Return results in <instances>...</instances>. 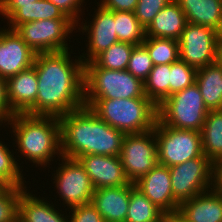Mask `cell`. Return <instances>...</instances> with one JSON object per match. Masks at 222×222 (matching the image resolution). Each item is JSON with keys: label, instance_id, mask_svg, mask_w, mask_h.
Instances as JSON below:
<instances>
[{"label": "cell", "instance_id": "obj_42", "mask_svg": "<svg viewBox=\"0 0 222 222\" xmlns=\"http://www.w3.org/2000/svg\"><path fill=\"white\" fill-rule=\"evenodd\" d=\"M171 222H187L178 213L171 214Z\"/></svg>", "mask_w": 222, "mask_h": 222}, {"label": "cell", "instance_id": "obj_3", "mask_svg": "<svg viewBox=\"0 0 222 222\" xmlns=\"http://www.w3.org/2000/svg\"><path fill=\"white\" fill-rule=\"evenodd\" d=\"M7 124L13 129L20 155L36 166L51 164L55 154L62 157L58 117L14 114Z\"/></svg>", "mask_w": 222, "mask_h": 222}, {"label": "cell", "instance_id": "obj_32", "mask_svg": "<svg viewBox=\"0 0 222 222\" xmlns=\"http://www.w3.org/2000/svg\"><path fill=\"white\" fill-rule=\"evenodd\" d=\"M26 188L5 185L0 189V222L18 220V203L21 193Z\"/></svg>", "mask_w": 222, "mask_h": 222}, {"label": "cell", "instance_id": "obj_20", "mask_svg": "<svg viewBox=\"0 0 222 222\" xmlns=\"http://www.w3.org/2000/svg\"><path fill=\"white\" fill-rule=\"evenodd\" d=\"M187 20L179 4L173 0L165 6L146 28V37L179 40Z\"/></svg>", "mask_w": 222, "mask_h": 222}, {"label": "cell", "instance_id": "obj_30", "mask_svg": "<svg viewBox=\"0 0 222 222\" xmlns=\"http://www.w3.org/2000/svg\"><path fill=\"white\" fill-rule=\"evenodd\" d=\"M134 47L135 45L127 42H117L100 53L92 62L98 68L126 70Z\"/></svg>", "mask_w": 222, "mask_h": 222}, {"label": "cell", "instance_id": "obj_22", "mask_svg": "<svg viewBox=\"0 0 222 222\" xmlns=\"http://www.w3.org/2000/svg\"><path fill=\"white\" fill-rule=\"evenodd\" d=\"M28 192V193H27ZM47 199L33 196L25 189L18 203V220L20 222H68V216L64 217Z\"/></svg>", "mask_w": 222, "mask_h": 222}, {"label": "cell", "instance_id": "obj_1", "mask_svg": "<svg viewBox=\"0 0 222 222\" xmlns=\"http://www.w3.org/2000/svg\"><path fill=\"white\" fill-rule=\"evenodd\" d=\"M70 54L69 49L36 54L35 116L59 118L85 106L84 63L80 56L73 62Z\"/></svg>", "mask_w": 222, "mask_h": 222}, {"label": "cell", "instance_id": "obj_5", "mask_svg": "<svg viewBox=\"0 0 222 222\" xmlns=\"http://www.w3.org/2000/svg\"><path fill=\"white\" fill-rule=\"evenodd\" d=\"M147 98L144 83L127 70L98 68L84 64V99Z\"/></svg>", "mask_w": 222, "mask_h": 222}, {"label": "cell", "instance_id": "obj_7", "mask_svg": "<svg viewBox=\"0 0 222 222\" xmlns=\"http://www.w3.org/2000/svg\"><path fill=\"white\" fill-rule=\"evenodd\" d=\"M154 133L158 164L171 167L204 155L199 131L176 129L157 119Z\"/></svg>", "mask_w": 222, "mask_h": 222}, {"label": "cell", "instance_id": "obj_6", "mask_svg": "<svg viewBox=\"0 0 222 222\" xmlns=\"http://www.w3.org/2000/svg\"><path fill=\"white\" fill-rule=\"evenodd\" d=\"M208 112L195 82L184 90L173 93L159 105L158 119L164 125L176 129L201 132Z\"/></svg>", "mask_w": 222, "mask_h": 222}, {"label": "cell", "instance_id": "obj_24", "mask_svg": "<svg viewBox=\"0 0 222 222\" xmlns=\"http://www.w3.org/2000/svg\"><path fill=\"white\" fill-rule=\"evenodd\" d=\"M202 149L213 163L222 159V109L209 110L201 130Z\"/></svg>", "mask_w": 222, "mask_h": 222}, {"label": "cell", "instance_id": "obj_15", "mask_svg": "<svg viewBox=\"0 0 222 222\" xmlns=\"http://www.w3.org/2000/svg\"><path fill=\"white\" fill-rule=\"evenodd\" d=\"M134 184L166 215L178 212L180 203L173 196L169 167L157 164Z\"/></svg>", "mask_w": 222, "mask_h": 222}, {"label": "cell", "instance_id": "obj_17", "mask_svg": "<svg viewBox=\"0 0 222 222\" xmlns=\"http://www.w3.org/2000/svg\"><path fill=\"white\" fill-rule=\"evenodd\" d=\"M94 189L118 187L129 183L120 156L84 155L78 158Z\"/></svg>", "mask_w": 222, "mask_h": 222}, {"label": "cell", "instance_id": "obj_9", "mask_svg": "<svg viewBox=\"0 0 222 222\" xmlns=\"http://www.w3.org/2000/svg\"><path fill=\"white\" fill-rule=\"evenodd\" d=\"M169 172L173 196L179 203L213 187V162L205 155L171 166Z\"/></svg>", "mask_w": 222, "mask_h": 222}, {"label": "cell", "instance_id": "obj_33", "mask_svg": "<svg viewBox=\"0 0 222 222\" xmlns=\"http://www.w3.org/2000/svg\"><path fill=\"white\" fill-rule=\"evenodd\" d=\"M196 69L180 58L171 64L169 96L195 83Z\"/></svg>", "mask_w": 222, "mask_h": 222}, {"label": "cell", "instance_id": "obj_38", "mask_svg": "<svg viewBox=\"0 0 222 222\" xmlns=\"http://www.w3.org/2000/svg\"><path fill=\"white\" fill-rule=\"evenodd\" d=\"M138 0H101L99 5L111 11L134 12Z\"/></svg>", "mask_w": 222, "mask_h": 222}, {"label": "cell", "instance_id": "obj_13", "mask_svg": "<svg viewBox=\"0 0 222 222\" xmlns=\"http://www.w3.org/2000/svg\"><path fill=\"white\" fill-rule=\"evenodd\" d=\"M94 13L96 14H93L94 18L90 21L92 23L89 24L88 22L86 25V21L85 23L82 22L79 25L81 28L78 29H82V32H86L88 35L87 53L80 55L84 64L92 62L100 53L119 42L115 32V11L107 10L98 4V9Z\"/></svg>", "mask_w": 222, "mask_h": 222}, {"label": "cell", "instance_id": "obj_27", "mask_svg": "<svg viewBox=\"0 0 222 222\" xmlns=\"http://www.w3.org/2000/svg\"><path fill=\"white\" fill-rule=\"evenodd\" d=\"M171 64L154 65L144 83V94L157 107L169 97Z\"/></svg>", "mask_w": 222, "mask_h": 222}, {"label": "cell", "instance_id": "obj_16", "mask_svg": "<svg viewBox=\"0 0 222 222\" xmlns=\"http://www.w3.org/2000/svg\"><path fill=\"white\" fill-rule=\"evenodd\" d=\"M38 78L34 66L6 80V98L13 114L35 116Z\"/></svg>", "mask_w": 222, "mask_h": 222}, {"label": "cell", "instance_id": "obj_31", "mask_svg": "<svg viewBox=\"0 0 222 222\" xmlns=\"http://www.w3.org/2000/svg\"><path fill=\"white\" fill-rule=\"evenodd\" d=\"M7 145L0 141V179L6 184L15 187H26L24 176L20 171L16 157L14 158Z\"/></svg>", "mask_w": 222, "mask_h": 222}, {"label": "cell", "instance_id": "obj_19", "mask_svg": "<svg viewBox=\"0 0 222 222\" xmlns=\"http://www.w3.org/2000/svg\"><path fill=\"white\" fill-rule=\"evenodd\" d=\"M177 213L187 222H222V194L212 188L181 202Z\"/></svg>", "mask_w": 222, "mask_h": 222}, {"label": "cell", "instance_id": "obj_39", "mask_svg": "<svg viewBox=\"0 0 222 222\" xmlns=\"http://www.w3.org/2000/svg\"><path fill=\"white\" fill-rule=\"evenodd\" d=\"M38 0H0V14L8 19L21 7L29 5Z\"/></svg>", "mask_w": 222, "mask_h": 222}, {"label": "cell", "instance_id": "obj_8", "mask_svg": "<svg viewBox=\"0 0 222 222\" xmlns=\"http://www.w3.org/2000/svg\"><path fill=\"white\" fill-rule=\"evenodd\" d=\"M75 27L71 19H43L25 22L15 30L34 52L46 53L70 49L66 40Z\"/></svg>", "mask_w": 222, "mask_h": 222}, {"label": "cell", "instance_id": "obj_29", "mask_svg": "<svg viewBox=\"0 0 222 222\" xmlns=\"http://www.w3.org/2000/svg\"><path fill=\"white\" fill-rule=\"evenodd\" d=\"M142 45L147 49L154 65L172 64L180 58L177 40L146 37Z\"/></svg>", "mask_w": 222, "mask_h": 222}, {"label": "cell", "instance_id": "obj_28", "mask_svg": "<svg viewBox=\"0 0 222 222\" xmlns=\"http://www.w3.org/2000/svg\"><path fill=\"white\" fill-rule=\"evenodd\" d=\"M115 27L119 42L138 46L146 39V29L140 24L134 12L115 11Z\"/></svg>", "mask_w": 222, "mask_h": 222}, {"label": "cell", "instance_id": "obj_43", "mask_svg": "<svg viewBox=\"0 0 222 222\" xmlns=\"http://www.w3.org/2000/svg\"><path fill=\"white\" fill-rule=\"evenodd\" d=\"M216 62L222 68V43L218 49Z\"/></svg>", "mask_w": 222, "mask_h": 222}, {"label": "cell", "instance_id": "obj_2", "mask_svg": "<svg viewBox=\"0 0 222 222\" xmlns=\"http://www.w3.org/2000/svg\"><path fill=\"white\" fill-rule=\"evenodd\" d=\"M59 121L62 156H120L125 134L102 121L88 107L69 112Z\"/></svg>", "mask_w": 222, "mask_h": 222}, {"label": "cell", "instance_id": "obj_34", "mask_svg": "<svg viewBox=\"0 0 222 222\" xmlns=\"http://www.w3.org/2000/svg\"><path fill=\"white\" fill-rule=\"evenodd\" d=\"M153 66L147 49L141 44L133 48L126 70L144 82Z\"/></svg>", "mask_w": 222, "mask_h": 222}, {"label": "cell", "instance_id": "obj_12", "mask_svg": "<svg viewBox=\"0 0 222 222\" xmlns=\"http://www.w3.org/2000/svg\"><path fill=\"white\" fill-rule=\"evenodd\" d=\"M60 159L62 164L54 173L53 183L56 185L57 193H60L61 200L67 204L65 207L68 206L71 209L91 203L94 187L84 166L78 159L64 156Z\"/></svg>", "mask_w": 222, "mask_h": 222}, {"label": "cell", "instance_id": "obj_36", "mask_svg": "<svg viewBox=\"0 0 222 222\" xmlns=\"http://www.w3.org/2000/svg\"><path fill=\"white\" fill-rule=\"evenodd\" d=\"M68 222H105L92 203L71 208Z\"/></svg>", "mask_w": 222, "mask_h": 222}, {"label": "cell", "instance_id": "obj_21", "mask_svg": "<svg viewBox=\"0 0 222 222\" xmlns=\"http://www.w3.org/2000/svg\"><path fill=\"white\" fill-rule=\"evenodd\" d=\"M186 20L222 34V0H175Z\"/></svg>", "mask_w": 222, "mask_h": 222}, {"label": "cell", "instance_id": "obj_44", "mask_svg": "<svg viewBox=\"0 0 222 222\" xmlns=\"http://www.w3.org/2000/svg\"><path fill=\"white\" fill-rule=\"evenodd\" d=\"M158 222H171V215H165L162 219Z\"/></svg>", "mask_w": 222, "mask_h": 222}, {"label": "cell", "instance_id": "obj_41", "mask_svg": "<svg viewBox=\"0 0 222 222\" xmlns=\"http://www.w3.org/2000/svg\"><path fill=\"white\" fill-rule=\"evenodd\" d=\"M217 193L222 194V159L213 163V187Z\"/></svg>", "mask_w": 222, "mask_h": 222}, {"label": "cell", "instance_id": "obj_26", "mask_svg": "<svg viewBox=\"0 0 222 222\" xmlns=\"http://www.w3.org/2000/svg\"><path fill=\"white\" fill-rule=\"evenodd\" d=\"M165 215L139 189L131 190L125 222H158Z\"/></svg>", "mask_w": 222, "mask_h": 222}, {"label": "cell", "instance_id": "obj_10", "mask_svg": "<svg viewBox=\"0 0 222 222\" xmlns=\"http://www.w3.org/2000/svg\"><path fill=\"white\" fill-rule=\"evenodd\" d=\"M120 158L125 176L133 184L154 168L158 164L154 128L141 133L125 134Z\"/></svg>", "mask_w": 222, "mask_h": 222}, {"label": "cell", "instance_id": "obj_37", "mask_svg": "<svg viewBox=\"0 0 222 222\" xmlns=\"http://www.w3.org/2000/svg\"><path fill=\"white\" fill-rule=\"evenodd\" d=\"M56 5L69 19H71L78 27L80 20L81 5L84 0H49ZM79 16V17H78Z\"/></svg>", "mask_w": 222, "mask_h": 222}, {"label": "cell", "instance_id": "obj_35", "mask_svg": "<svg viewBox=\"0 0 222 222\" xmlns=\"http://www.w3.org/2000/svg\"><path fill=\"white\" fill-rule=\"evenodd\" d=\"M173 0H138L135 8V16L146 29L154 17Z\"/></svg>", "mask_w": 222, "mask_h": 222}, {"label": "cell", "instance_id": "obj_40", "mask_svg": "<svg viewBox=\"0 0 222 222\" xmlns=\"http://www.w3.org/2000/svg\"><path fill=\"white\" fill-rule=\"evenodd\" d=\"M13 115L6 98V80L0 77V125L3 121L8 122Z\"/></svg>", "mask_w": 222, "mask_h": 222}, {"label": "cell", "instance_id": "obj_25", "mask_svg": "<svg viewBox=\"0 0 222 222\" xmlns=\"http://www.w3.org/2000/svg\"><path fill=\"white\" fill-rule=\"evenodd\" d=\"M43 19L69 18L51 1L38 0L29 5H21V7L8 19V28L15 30L19 25L25 22H33Z\"/></svg>", "mask_w": 222, "mask_h": 222}, {"label": "cell", "instance_id": "obj_18", "mask_svg": "<svg viewBox=\"0 0 222 222\" xmlns=\"http://www.w3.org/2000/svg\"><path fill=\"white\" fill-rule=\"evenodd\" d=\"M135 184L94 189L92 205L105 222H125L130 201V192Z\"/></svg>", "mask_w": 222, "mask_h": 222}, {"label": "cell", "instance_id": "obj_14", "mask_svg": "<svg viewBox=\"0 0 222 222\" xmlns=\"http://www.w3.org/2000/svg\"><path fill=\"white\" fill-rule=\"evenodd\" d=\"M36 54L16 30L9 28L0 30V77L2 79L7 80L33 66Z\"/></svg>", "mask_w": 222, "mask_h": 222}, {"label": "cell", "instance_id": "obj_11", "mask_svg": "<svg viewBox=\"0 0 222 222\" xmlns=\"http://www.w3.org/2000/svg\"><path fill=\"white\" fill-rule=\"evenodd\" d=\"M179 42L180 59L196 70L216 63L221 34L212 28L187 22Z\"/></svg>", "mask_w": 222, "mask_h": 222}, {"label": "cell", "instance_id": "obj_23", "mask_svg": "<svg viewBox=\"0 0 222 222\" xmlns=\"http://www.w3.org/2000/svg\"><path fill=\"white\" fill-rule=\"evenodd\" d=\"M195 82L208 110L222 109V68L217 62L198 69Z\"/></svg>", "mask_w": 222, "mask_h": 222}, {"label": "cell", "instance_id": "obj_45", "mask_svg": "<svg viewBox=\"0 0 222 222\" xmlns=\"http://www.w3.org/2000/svg\"><path fill=\"white\" fill-rule=\"evenodd\" d=\"M6 184L0 179V189H2Z\"/></svg>", "mask_w": 222, "mask_h": 222}, {"label": "cell", "instance_id": "obj_4", "mask_svg": "<svg viewBox=\"0 0 222 222\" xmlns=\"http://www.w3.org/2000/svg\"><path fill=\"white\" fill-rule=\"evenodd\" d=\"M85 106L108 125L124 134L152 130L158 107L149 98L84 99Z\"/></svg>", "mask_w": 222, "mask_h": 222}]
</instances>
